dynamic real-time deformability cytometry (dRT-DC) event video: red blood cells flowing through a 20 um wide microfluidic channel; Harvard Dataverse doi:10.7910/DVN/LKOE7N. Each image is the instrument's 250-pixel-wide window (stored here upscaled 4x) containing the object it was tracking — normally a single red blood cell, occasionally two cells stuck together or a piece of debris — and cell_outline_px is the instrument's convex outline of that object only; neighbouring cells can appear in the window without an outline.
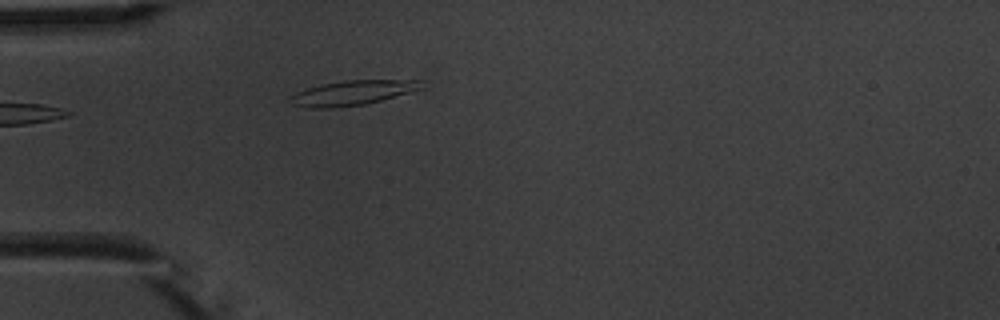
{"species": "common noctule bat (a hibernating species)", "species_latin": "Nyctalus noctula", "temperature_condition": "warm", "stored_images_in_passage": 3, "camera_frame_rate_fps": 3000, "um_per_image_px": 0.085, "animal": {"sex": "male", "body_mass_g": 20.1, "forearm_length_mm": 53.5}, "frame": {"image": 1, "passage_image": 3, "time_ms": 2.333, "image_size_px": [1000, 320], "cell_outline_px": [[420, 88], [408, 92], [380, 100], [364, 104], [332, 108], [304, 108], [292, 104], [288, 96], [296, 92], [320, 84], [344, 80], [420, 80]], "centroid_in_image_um": [29.83, 7.89], "position_along_channel_um": 55.2, "area_um2": 18.61}}